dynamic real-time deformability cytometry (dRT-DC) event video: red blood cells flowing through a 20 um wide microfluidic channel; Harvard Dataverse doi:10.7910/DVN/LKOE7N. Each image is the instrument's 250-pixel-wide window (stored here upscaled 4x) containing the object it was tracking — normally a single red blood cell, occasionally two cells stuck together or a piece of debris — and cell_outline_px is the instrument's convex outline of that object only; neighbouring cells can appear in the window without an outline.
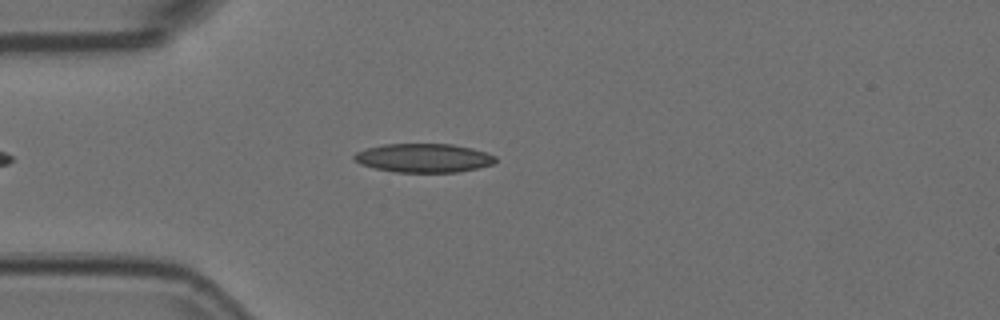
{"species": "Egyptian fruit bat (a non-hibernating species)", "species_latin": "Rousettus aegyptiacus", "temperature_condition": "room temperature", "stored_images_in_passage": 44, "camera_frame_rate_fps": 3000, "um_per_image_px": 0.085, "animal": {"sex": "female"}, "frame": {"image": 1, "passage_image": 8, "time_ms": 2.333, "image_size_px": [1000, 320], "cell_outline_px": [[496, 160], [492, 164], [476, 168], [456, 172], [396, 172], [376, 168], [360, 164], [352, 160], [352, 156], [356, 152], [368, 148], [384, 144], [452, 144], [472, 148], [496, 156]], "centroid_in_image_um": [35.97, 13.42], "position_along_channel_um": 49.0, "area_um2": 23.58}}
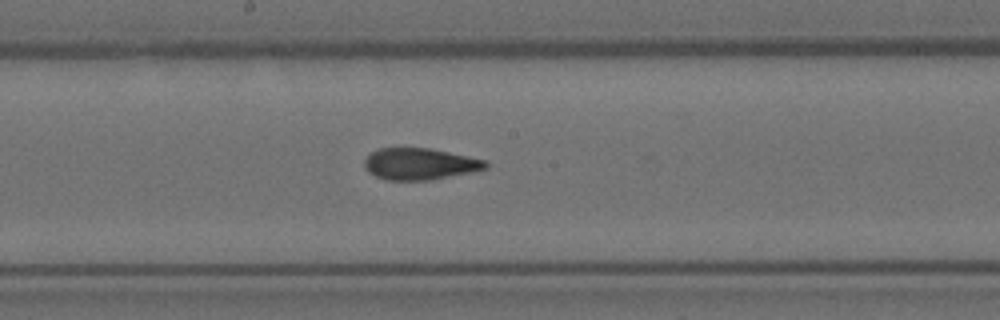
{"frame": {"image": 2, "passage_image": 22, "time_ms": 7.0, "image_size_px": [1000, 320], "cell_outline_px": [[488, 168], [472, 172], [428, 180], [384, 180], [368, 172], [364, 164], [364, 160], [372, 152], [380, 148], [428, 148], [448, 152], [484, 160], [488, 164]], "centroid_in_image_um": [35.66, 13.94], "position_along_channel_um": 212.5, "area_um2": 22.08}}
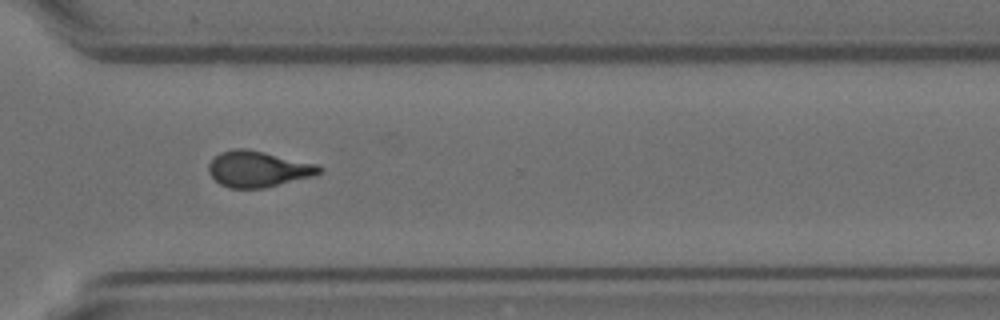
{"frame": {"image": 3, "passage_image": 33, "time_ms": 10.667, "image_size_px": [1000, 320], "cell_outline_px": [[324, 168], [320, 172], [312, 176], [264, 188], [228, 188], [220, 184], [208, 172], [208, 164], [220, 152], [232, 148], [248, 148], [316, 164]], "centroid_in_image_um": [21.91, 14.36], "position_along_channel_um": 348.7, "area_um2": 23.12}, "authors_computed_cell_mechanics": {"area_um2": 23.0044, "velocity_mm_per_s": 3.7223, "shape_relaxation_time_tau1_ms": null, "shape_relaxation_time_tau2_ms": 1.8374, "deformation_change_tau1": null, "deformation_change_tau2": 0.099}}